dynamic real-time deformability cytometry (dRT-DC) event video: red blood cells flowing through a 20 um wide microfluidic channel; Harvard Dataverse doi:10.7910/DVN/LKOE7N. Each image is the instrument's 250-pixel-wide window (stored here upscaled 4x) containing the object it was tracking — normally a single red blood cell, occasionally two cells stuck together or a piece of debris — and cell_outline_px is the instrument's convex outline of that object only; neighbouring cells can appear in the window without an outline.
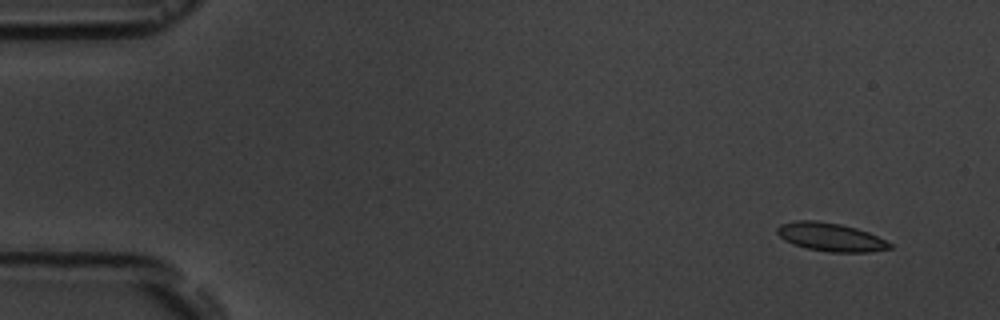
{"species": "common noctule bat (a hibernating species)", "species_latin": "Nyctalus noctula", "temperature_condition": "room temperature", "stored_images_in_passage": 6, "camera_frame_rate_fps": 3000, "um_per_image_px": 0.085, "animal": {"sex": "male", "body_mass_g": 19.5, "forearm_length_mm": 54.6}, "frame": {"image": 1, "passage_image": 2, "time_ms": 1.0, "image_size_px": [1000, 320], "cell_outline_px": [[892, 248], [868, 252], [828, 252], [808, 248], [792, 244], [784, 240], [776, 232], [776, 228], [780, 224], [796, 220], [820, 220], [840, 224], [856, 228], [868, 232], [892, 244]], "centroid_in_image_um": [70.56, 20.14], "position_along_channel_um": 14.4, "area_um2": 18.61}}